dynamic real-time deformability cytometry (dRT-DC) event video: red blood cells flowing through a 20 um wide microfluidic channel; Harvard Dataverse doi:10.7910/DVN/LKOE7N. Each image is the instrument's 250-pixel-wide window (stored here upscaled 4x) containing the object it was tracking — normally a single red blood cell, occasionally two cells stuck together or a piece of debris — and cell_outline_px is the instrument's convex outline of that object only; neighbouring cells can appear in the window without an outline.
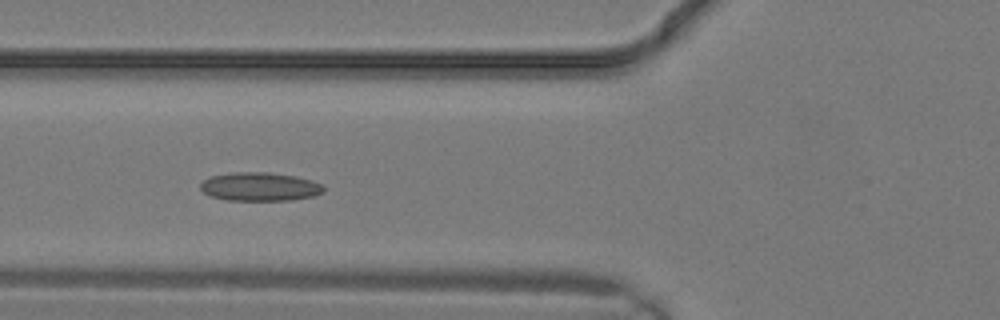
{"species": "common noctule bat (a hibernating species)", "species_latin": "Nyctalus noctula", "temperature_condition": "warm", "stored_images_in_passage": 9, "camera_frame_rate_fps": 3000, "um_per_image_px": 0.085, "animal": {"sex": "male", "body_mass_g": 19.2, "forearm_length_mm": 51.8}, "frame": {"image": 1, "passage_image": 6, "time_ms": 1.667, "image_size_px": [1000, 320], "cell_outline_px": [[324, 192], [312, 196], [292, 200], [228, 200], [208, 196], [200, 188], [200, 184], [204, 180], [212, 176], [232, 172], [268, 172], [296, 176], [312, 180], [320, 184], [324, 188]], "centroid_in_image_um": [22.07, 15.86], "position_along_channel_um": 103.7, "area_um2": 20.52}}
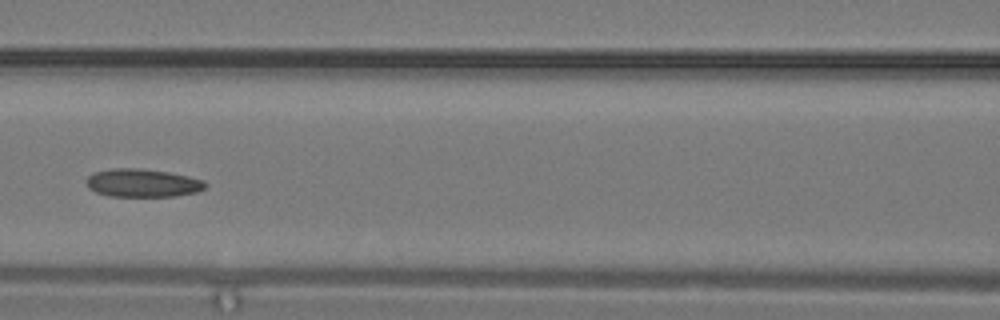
{"frame": {"image": 2, "passage_image": 8, "time_ms": 2.333, "image_size_px": [1000, 320], "cell_outline_px": [[208, 184], [204, 188], [196, 192], [176, 196], [108, 196], [96, 192], [88, 188], [84, 184], [84, 180], [88, 176], [96, 172], [112, 168], [140, 168], [168, 172], [188, 176], [204, 180]], "centroid_in_image_um": [12.09, 15.55], "position_along_channel_um": 154.5, "area_um2": 19.65}}